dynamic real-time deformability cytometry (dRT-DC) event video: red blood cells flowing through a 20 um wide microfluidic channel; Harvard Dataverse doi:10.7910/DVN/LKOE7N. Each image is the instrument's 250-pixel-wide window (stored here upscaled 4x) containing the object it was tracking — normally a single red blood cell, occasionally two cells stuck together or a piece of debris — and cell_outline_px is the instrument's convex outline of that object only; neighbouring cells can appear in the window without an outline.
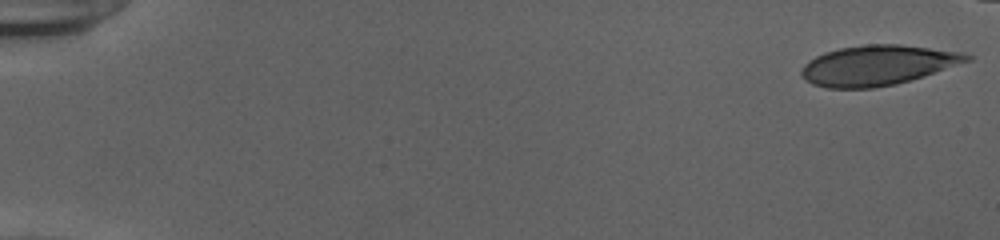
{"species": "human", "species_latin": "Homo sapiens", "temperature_condition": "cold", "stored_images_in_passage": 50, "camera_frame_rate_fps": 3000, "um_per_image_px": 0.085, "donor": {"sex": "female"}, "frame": {"image": 1, "passage_image": 1, "time_ms": 0.0, "image_size_px": [1000, 240], "cell_outline_px": [[972, 60], [924, 76], [896, 84], [872, 88], [828, 88], [812, 84], [800, 72], [804, 64], [808, 60], [824, 52], [840, 48], [868, 44], [900, 44], [964, 52], [972, 56]], "centroid_in_image_um": [74.63, 5.54], "position_along_channel_um": 10.4, "area_um2": 38.55}}
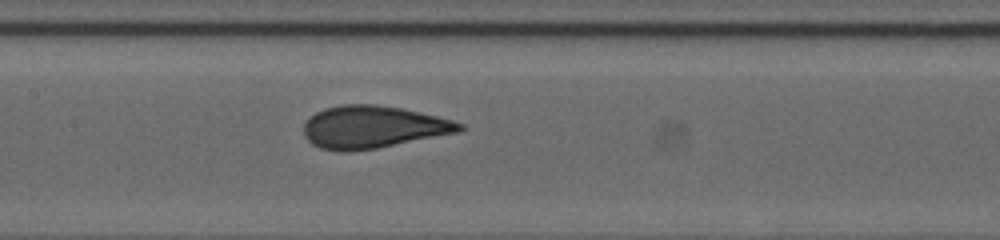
{"frame": {"image": 2, "passage_image": 27, "time_ms": 8.667, "image_size_px": [1000, 240], "cell_outline_px": [[464, 128], [460, 132], [376, 148], [348, 152], [340, 152], [320, 148], [312, 144], [304, 136], [304, 124], [316, 112], [324, 108], [344, 104], [376, 104], [400, 108], [436, 116], [452, 120], [464, 124]], "centroid_in_image_um": [31.69, 10.8], "position_along_channel_um": 175.7, "area_um2": 38.38}}
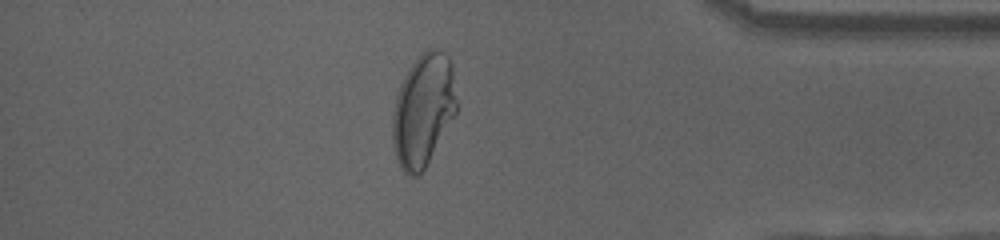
{"frame": {"image": 3, "passage_image": 46, "time_ms": 15.0, "image_size_px": [1000, 240], "cell_outline_px": [[456, 112], [424, 168], [416, 176], [412, 176], [404, 172], [396, 156], [392, 136], [392, 116], [396, 96], [400, 84], [408, 68], [420, 52], [428, 48], [436, 48], [444, 52], [448, 56], [452, 64], [456, 100]], "centroid_in_image_um": [35.96, 9.28], "position_along_channel_um": 399.2, "area_um2": 41.67}}